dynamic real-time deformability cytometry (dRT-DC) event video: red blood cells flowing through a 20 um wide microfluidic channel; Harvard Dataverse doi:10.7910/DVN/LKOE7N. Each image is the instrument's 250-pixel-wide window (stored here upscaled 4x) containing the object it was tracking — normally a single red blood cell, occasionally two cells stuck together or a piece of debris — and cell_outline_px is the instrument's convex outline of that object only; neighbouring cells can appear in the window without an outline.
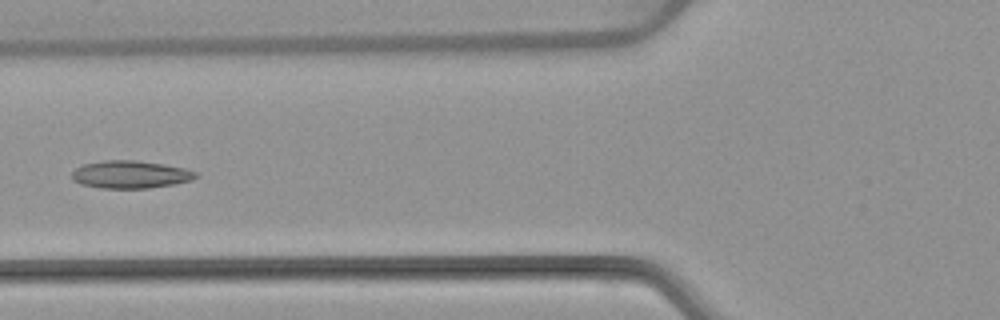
{"species": "common noctule bat (a hibernating species)", "species_latin": "Nyctalus noctula", "temperature_condition": "warm", "stored_images_in_passage": 5, "camera_frame_rate_fps": 3000, "um_per_image_px": 0.085, "animal": {"sex": "female", "body_mass_g": 22.7, "forearm_length_mm": 54.2}, "frame": {"image": 1, "passage_image": 5, "time_ms": 4.667, "image_size_px": [1000, 320], "cell_outline_px": [[200, 176], [192, 180], [172, 184], [148, 188], [100, 188], [80, 184], [72, 180], [72, 172], [76, 168], [84, 164], [104, 160], [136, 160], [164, 164], [184, 168], [200, 172]], "centroid_in_image_um": [11.11, 14.83], "position_along_channel_um": 114.7, "area_um2": 20.11}}